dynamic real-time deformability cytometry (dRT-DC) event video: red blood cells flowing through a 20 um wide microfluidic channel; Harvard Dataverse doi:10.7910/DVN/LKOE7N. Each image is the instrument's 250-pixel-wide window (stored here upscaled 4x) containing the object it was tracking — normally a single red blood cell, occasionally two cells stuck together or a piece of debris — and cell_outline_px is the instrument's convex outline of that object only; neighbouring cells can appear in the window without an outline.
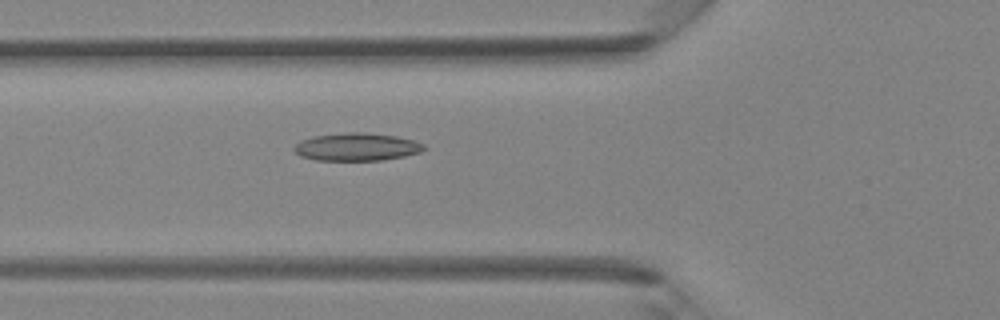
{"species": "Egyptian fruit bat (a non-hibernating species)", "species_latin": "Rousettus aegyptiacus", "temperature_condition": "room temperature", "stored_images_in_passage": 32, "camera_frame_rate_fps": 3000, "um_per_image_px": 0.085, "animal": {"sex": "female"}, "frame": {"image": 1, "passage_image": 5, "time_ms": 1.333, "image_size_px": [1000, 320], "cell_outline_px": [[428, 148], [420, 152], [404, 156], [380, 160], [316, 160], [300, 156], [292, 148], [300, 140], [312, 136], [348, 132], [364, 132], [396, 136], [412, 140], [424, 144]], "centroid_in_image_um": [30.31, 12.48], "position_along_channel_um": 95.5, "area_um2": 21.04}}
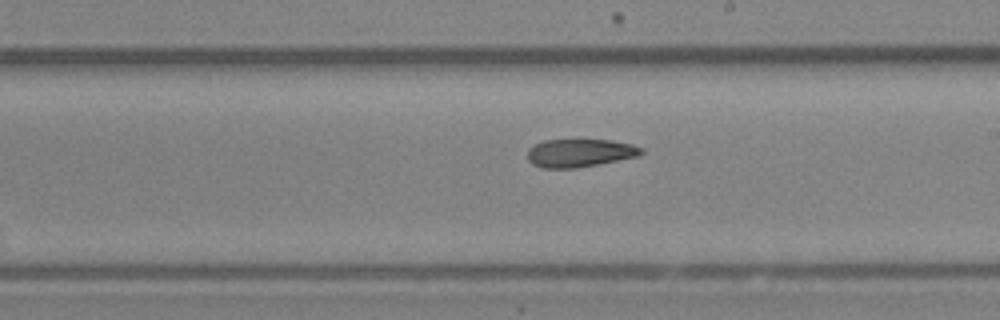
{"frame": {"image": 2, "passage_image": 14, "time_ms": 4.333, "image_size_px": [1000, 320], "cell_outline_px": [[644, 152], [640, 156], [576, 168], [540, 168], [532, 164], [528, 160], [528, 148], [544, 140], [612, 140], [632, 144], [644, 148]], "centroid_in_image_um": [49.3, 13.0], "position_along_channel_um": 239.7, "area_um2": 18.73}}
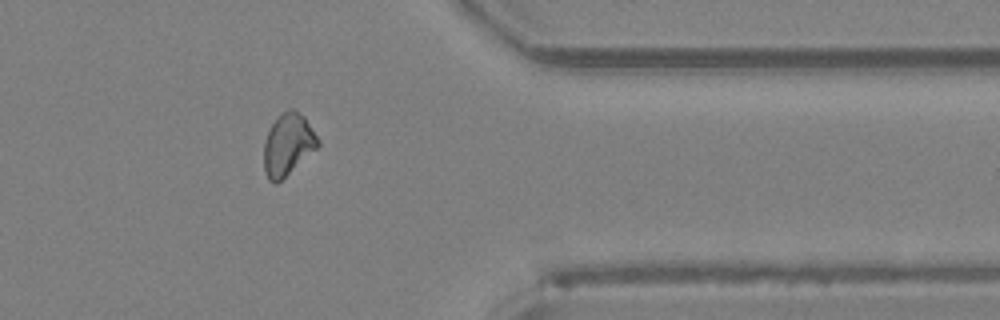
{"frame": {"image": 3, "passage_image": 24, "time_ms": 7.667, "image_size_px": [1000, 320], "cell_outline_px": [[320, 144], [316, 148], [276, 184], [268, 180], [264, 172], [264, 140], [272, 124], [288, 108], [292, 108], [304, 116], [320, 140]], "centroid_in_image_um": [24.46, 12.28], "position_along_channel_um": 386.9, "area_um2": 19.13}}